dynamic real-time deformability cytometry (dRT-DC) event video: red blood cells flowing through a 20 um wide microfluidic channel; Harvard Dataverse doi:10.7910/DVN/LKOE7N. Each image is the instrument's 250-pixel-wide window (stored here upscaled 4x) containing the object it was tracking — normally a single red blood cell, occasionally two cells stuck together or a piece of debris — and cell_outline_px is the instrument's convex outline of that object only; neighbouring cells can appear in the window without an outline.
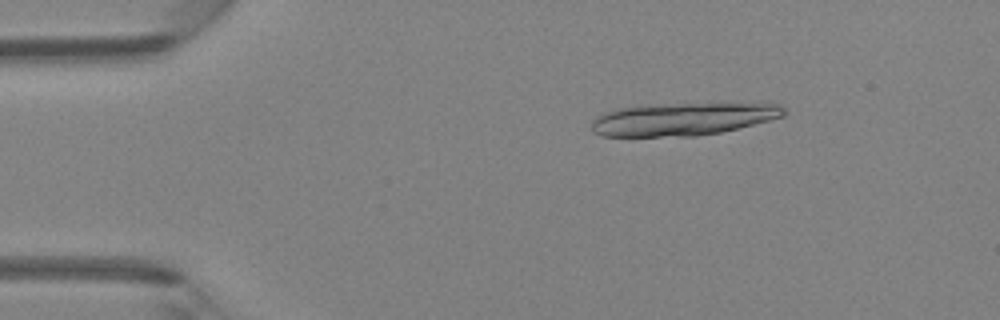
{"species": "Egyptian fruit bat (a non-hibernating species)", "species_latin": "Rousettus aegyptiacus", "temperature_condition": "room temperature", "stored_images_in_passage": 5, "camera_frame_rate_fps": 3000, "um_per_image_px": 0.085, "animal": {"sex": "female"}, "frame": {"image": 1, "passage_image": 2, "time_ms": 1.333, "image_size_px": [1000, 320], "cell_outline_px": [[788, 112], [784, 116], [720, 132], [696, 136], [600, 136], [592, 132], [592, 120], [596, 116], [604, 112], [616, 108], [680, 104], [780, 104]], "centroid_in_image_um": [57.99, 10.14], "position_along_channel_um": 27.0, "area_um2": 36.01}}